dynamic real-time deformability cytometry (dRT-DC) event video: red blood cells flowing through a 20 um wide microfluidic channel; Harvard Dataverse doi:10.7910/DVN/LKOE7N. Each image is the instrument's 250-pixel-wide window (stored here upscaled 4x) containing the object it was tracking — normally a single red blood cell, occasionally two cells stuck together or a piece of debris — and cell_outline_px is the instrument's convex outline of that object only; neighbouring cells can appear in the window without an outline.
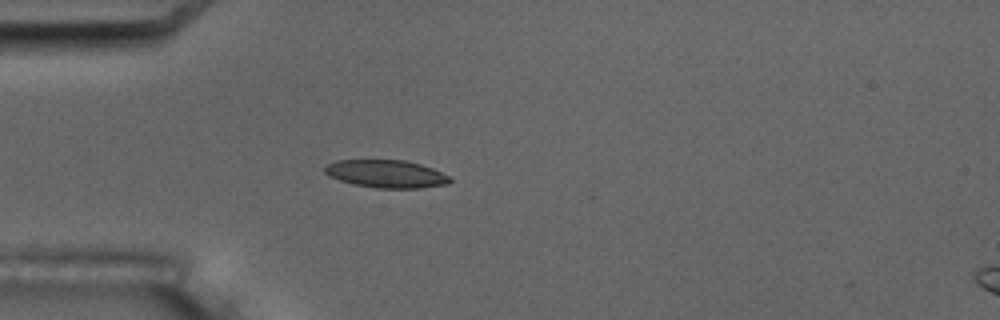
{"species": "common noctule bat (a hibernating species)", "species_latin": "Nyctalus noctula", "temperature_condition": "room temperature", "stored_images_in_passage": 6, "camera_frame_rate_fps": 3000, "um_per_image_px": 0.085, "animal": {"sex": "male", "body_mass_g": 17.5, "forearm_length_mm": 52.3}, "frame": {"image": 1, "passage_image": 5, "time_ms": 5.0, "image_size_px": [1000, 320], "cell_outline_px": [[452, 180], [448, 184], [420, 188], [376, 188], [356, 184], [340, 180], [328, 176], [324, 172], [324, 168], [328, 164], [336, 160], [404, 160], [420, 164], [432, 168], [452, 176]], "centroid_in_image_um": [32.86, 14.78], "position_along_channel_um": 52.1, "area_um2": 20.29}}